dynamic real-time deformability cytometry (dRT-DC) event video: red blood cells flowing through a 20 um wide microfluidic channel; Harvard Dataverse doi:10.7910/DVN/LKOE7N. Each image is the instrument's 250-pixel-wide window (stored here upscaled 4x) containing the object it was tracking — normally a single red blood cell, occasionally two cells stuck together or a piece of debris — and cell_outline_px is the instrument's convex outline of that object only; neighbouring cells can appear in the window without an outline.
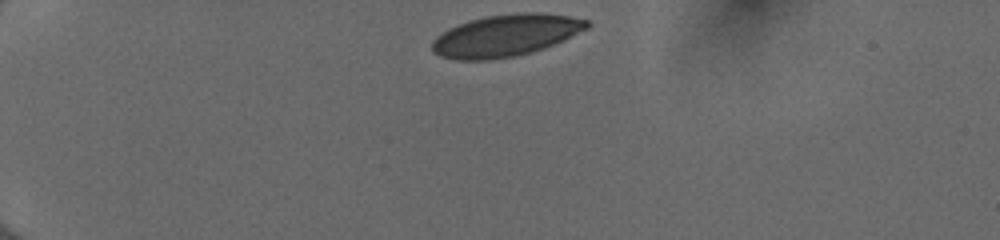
{"species": "human", "species_latin": "Homo sapiens", "temperature_condition": "cold", "stored_images_in_passage": 36, "camera_frame_rate_fps": 3000, "um_per_image_px": 0.085, "donor": {"sex": "female"}, "frame": {"image": 1, "passage_image": 1, "time_ms": 0.0, "image_size_px": [1000, 240], "cell_outline_px": [[592, 24], [588, 28], [564, 40], [544, 48], [512, 56], [488, 60], [456, 60], [440, 56], [432, 52], [432, 40], [436, 36], [448, 28], [468, 20], [484, 16], [516, 12], [540, 12], [568, 16], [588, 20]], "centroid_in_image_um": [42.96, 3.0], "position_along_channel_um": 42.0, "area_um2": 37.97}}
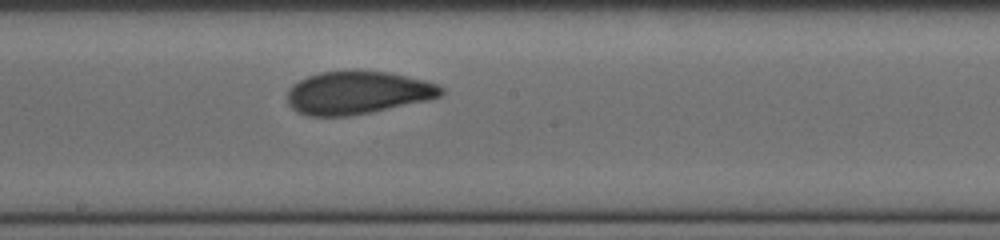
{"frame": {"image": 2, "passage_image": 19, "time_ms": 6.0, "image_size_px": [1000, 240], "cell_outline_px": [[444, 92], [440, 96], [428, 100], [348, 116], [308, 116], [292, 108], [288, 104], [288, 88], [292, 84], [308, 76], [320, 72], [388, 72], [424, 80], [440, 84], [444, 88]], "centroid_in_image_um": [30.4, 7.89], "position_along_channel_um": 217.8, "area_um2": 37.92}}
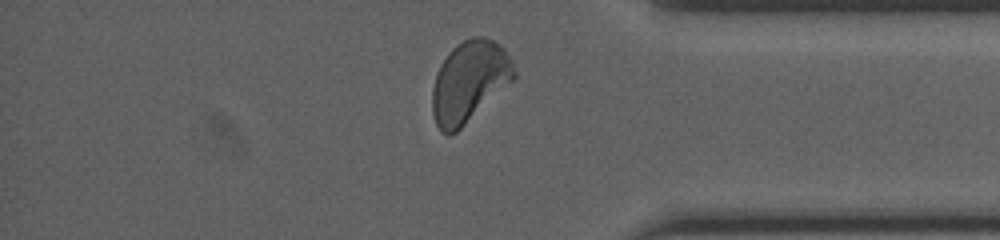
{"frame": {"image": 3, "passage_image": 33, "time_ms": 10.667, "image_size_px": [1000, 240], "cell_outline_px": [[516, 76], [512, 80], [456, 132], [448, 136], [440, 132], [436, 124], [432, 112], [432, 88], [436, 72], [440, 64], [448, 52], [456, 44], [472, 36], [484, 36], [500, 44], [504, 48], [512, 60], [516, 72]], "centroid_in_image_um": [39.86, 6.91], "position_along_channel_um": 395.3, "area_um2": 38.61}, "authors_computed_cell_mechanics": {"area_um2": 38.1191, "velocity_mm_per_s": 4.0014, "shape_relaxation_time_tau1_ms": 8.902, "shape_relaxation_time_tau2_ms": 0.981, "deformation_change_tau1": 0.2071, "deformation_change_tau2": 0.0505}}